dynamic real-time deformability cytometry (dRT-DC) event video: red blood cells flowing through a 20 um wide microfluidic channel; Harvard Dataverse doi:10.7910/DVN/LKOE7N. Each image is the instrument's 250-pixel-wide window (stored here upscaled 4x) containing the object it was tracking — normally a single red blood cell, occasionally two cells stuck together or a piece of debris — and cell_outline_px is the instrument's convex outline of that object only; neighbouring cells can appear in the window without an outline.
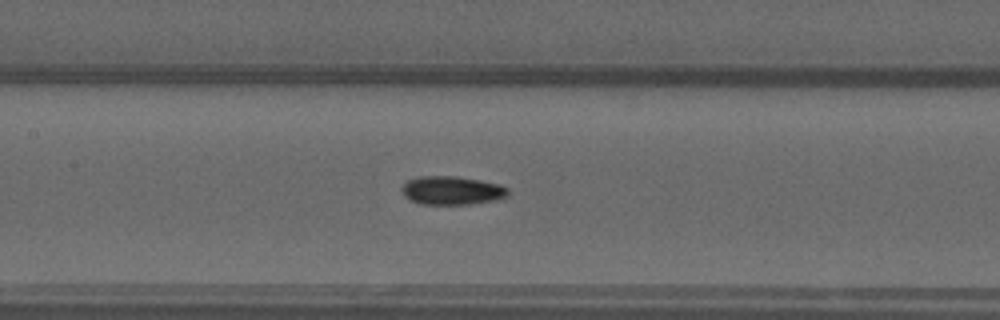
{"species": "common noctule bat (a hibernating species)", "species_latin": "Nyctalus noctula", "temperature_condition": "warm", "stored_images_in_passage": 45, "camera_frame_rate_fps": 3000, "um_per_image_px": 0.085, "animal": {"sex": "male", "forearm_length_mm": 52.5}, "frame": {"image": 1, "passage_image": 18, "time_ms": 5.667, "image_size_px": [1000, 320], "cell_outline_px": [[508, 196], [496, 200], [468, 204], [420, 204], [408, 200], [404, 196], [400, 188], [408, 180], [420, 176], [452, 176], [480, 180], [500, 184], [508, 188]], "centroid_in_image_um": [38.39, 16.19], "position_along_channel_um": 169.0, "area_um2": 17.74}}
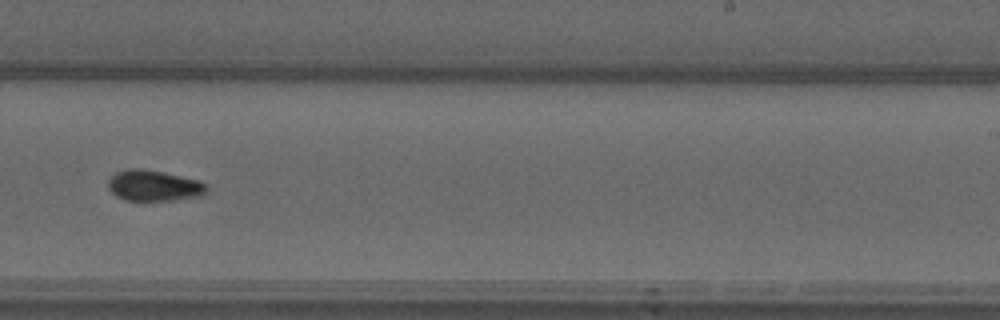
{"frame": {"image": 2, "passage_image": 26, "time_ms": 8.333, "image_size_px": [1000, 320], "cell_outline_px": [[208, 192], [200, 196], [172, 200], [124, 200], [116, 196], [108, 188], [108, 180], [116, 172], [124, 168], [140, 168], [200, 180], [208, 184]], "centroid_in_image_um": [13.09, 15.77], "position_along_channel_um": 275.9, "area_um2": 17.8}}
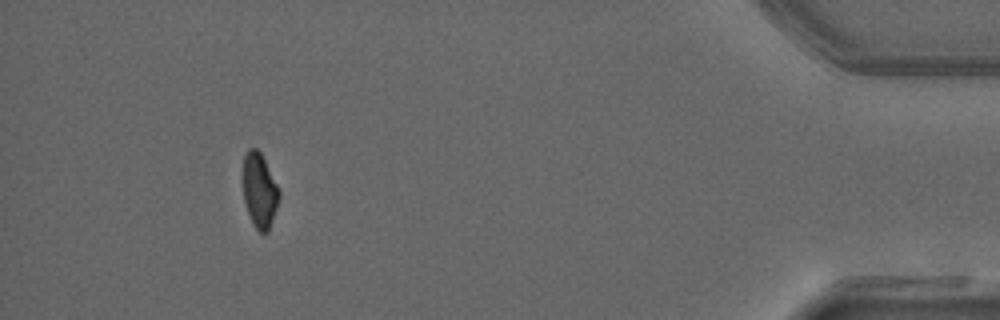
{"frame": {"image": 3, "passage_image": 41, "time_ms": 13.333, "image_size_px": [1000, 320], "cell_outline_px": [[280, 196], [268, 232], [260, 232], [252, 224], [244, 200], [244, 156], [248, 148], [256, 148], [260, 152], [280, 192]], "centroid_in_image_um": [22.06, 16.2], "position_along_channel_um": 413.1, "area_um2": 15.26}, "authors_computed_cell_mechanics": {"area_um2": 16.762, "velocity_mm_per_s": 4.0458, "shape_relaxation_time_tau1_ms": null, "shape_relaxation_time_tau2_ms": 3.0184, "deformation_change_tau1": null, "deformation_change_tau2": 0.0773}}